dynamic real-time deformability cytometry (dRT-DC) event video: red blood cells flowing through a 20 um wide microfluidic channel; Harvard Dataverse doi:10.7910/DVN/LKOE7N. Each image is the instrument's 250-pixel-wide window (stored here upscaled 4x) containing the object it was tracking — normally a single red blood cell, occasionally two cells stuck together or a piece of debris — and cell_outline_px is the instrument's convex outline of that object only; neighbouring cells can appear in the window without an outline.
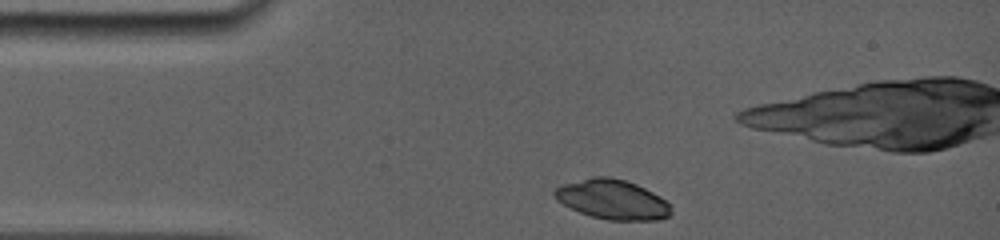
{"species": "common noctule bat (a hibernating species)", "species_latin": "Nyctalus noctula", "temperature_condition": "room temperature", "stored_images_in_passage": 2, "camera_frame_rate_fps": 5000, "um_per_image_px": 0.085, "animal": {"sex": "female", "body_mass_g": 19.0, "forearm_length_mm": 56.7}, "frame": {"image": 1, "passage_image": 1, "time_ms": 0.0, "image_size_px": [1000, 240], "cell_outline_px": [[672, 212], [668, 216], [656, 220], [608, 220], [592, 216], [580, 212], [556, 200], [552, 196], [552, 192], [556, 188], [564, 184], [592, 176], [608, 176], [624, 180], [636, 184], [660, 196], [672, 208]], "centroid_in_image_um": [52.04, 16.95], "position_along_channel_um": 33.0, "area_um2": 26.76}}